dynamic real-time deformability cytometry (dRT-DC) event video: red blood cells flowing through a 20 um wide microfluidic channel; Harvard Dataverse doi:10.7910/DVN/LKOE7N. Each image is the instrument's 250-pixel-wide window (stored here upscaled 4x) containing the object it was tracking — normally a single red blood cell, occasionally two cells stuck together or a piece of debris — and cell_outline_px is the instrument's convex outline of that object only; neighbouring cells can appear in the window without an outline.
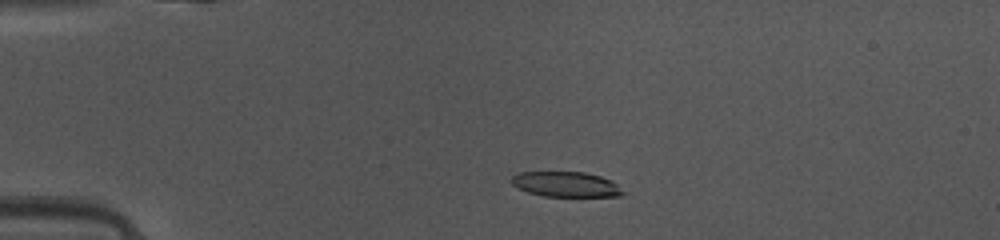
{"species": "common noctule bat (a hibernating species)", "species_latin": "Nyctalus noctula", "temperature_condition": "warm", "stored_images_in_passage": 39, "camera_frame_rate_fps": 3000, "um_per_image_px": 0.085, "animal": {"sex": "female", "body_mass_g": 10.0, "forearm_length_mm": 53.1}, "frame": {"image": 1, "passage_image": 2, "time_ms": 0.333, "image_size_px": [1000, 240], "cell_outline_px": [[628, 192], [620, 196], [544, 196], [528, 192], [516, 188], [512, 184], [512, 176], [520, 172], [584, 172], [600, 176], [612, 180]], "centroid_in_image_um": [48.15, 15.67], "position_along_channel_um": 36.8, "area_um2": 16.47}}
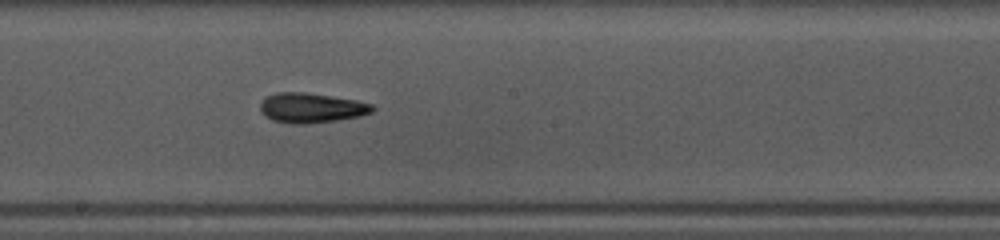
{"frame": {"image": 2, "passage_image": 18, "time_ms": 5.667, "image_size_px": [1000, 240], "cell_outline_px": [[376, 108], [372, 112], [360, 116], [336, 120], [304, 124], [296, 124], [272, 120], [260, 112], [260, 104], [268, 96], [276, 92], [304, 92], [356, 100], [372, 104]], "centroid_in_image_um": [26.47, 9.17], "position_along_channel_um": 221.7, "area_um2": 19.36}}
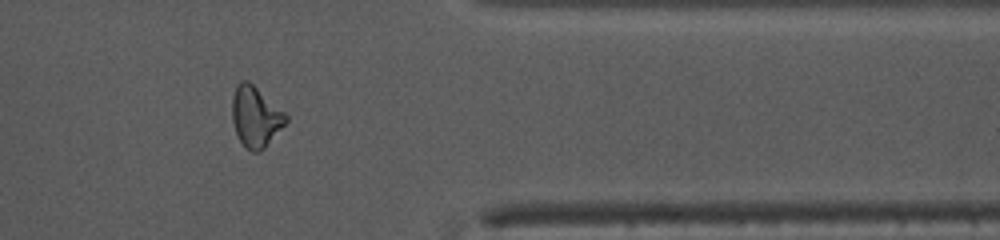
{"frame": {"image": 3, "passage_image": 31, "time_ms": 10.0, "image_size_px": [1000, 240], "cell_outline_px": [[288, 120], [264, 148], [256, 152], [252, 152], [244, 148], [236, 132], [232, 120], [232, 96], [236, 84], [240, 80], [248, 80], [284, 112], [288, 116]], "centroid_in_image_um": [21.69, 9.91], "position_along_channel_um": 389.7, "area_um2": 18.84}, "authors_computed_cell_mechanics": {"area_um2": 18.6116, "velocity_mm_per_s": 4.1485, "shape_relaxation_time_tau1_ms": 5.087, "shape_relaxation_time_tau2_ms": 3.6508, "deformation_change_tau1": 0.1775, "deformation_change_tau2": 0.1455}}